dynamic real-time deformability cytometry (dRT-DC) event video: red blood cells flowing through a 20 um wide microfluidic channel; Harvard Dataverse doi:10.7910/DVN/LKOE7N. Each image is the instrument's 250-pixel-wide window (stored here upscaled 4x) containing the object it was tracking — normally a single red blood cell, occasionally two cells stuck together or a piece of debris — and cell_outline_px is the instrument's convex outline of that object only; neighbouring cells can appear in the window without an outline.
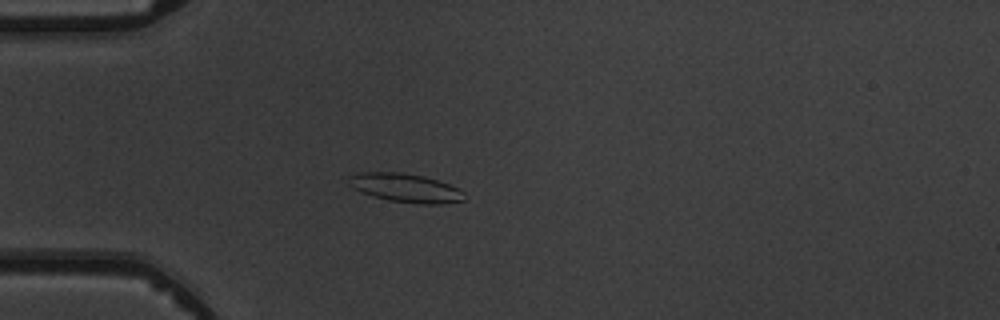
{"species": "common noctule bat (a hibernating species)", "species_latin": "Nyctalus noctula", "temperature_condition": "warm", "stored_images_in_passage": 5, "camera_frame_rate_fps": 3000, "um_per_image_px": 0.085, "animal": {"sex": "male", "body_mass_g": 19.5, "forearm_length_mm": 54.6}, "frame": {"image": 1, "passage_image": 4, "time_ms": 3.667, "image_size_px": [1000, 320], "cell_outline_px": [[464, 200], [444, 204], [416, 204], [388, 200], [372, 196], [360, 192], [352, 188], [348, 184], [348, 176], [364, 172], [400, 172], [424, 176], [460, 188], [464, 192]], "centroid_in_image_um": [34.46, 15.98], "position_along_channel_um": 50.5, "area_um2": 19.54}}